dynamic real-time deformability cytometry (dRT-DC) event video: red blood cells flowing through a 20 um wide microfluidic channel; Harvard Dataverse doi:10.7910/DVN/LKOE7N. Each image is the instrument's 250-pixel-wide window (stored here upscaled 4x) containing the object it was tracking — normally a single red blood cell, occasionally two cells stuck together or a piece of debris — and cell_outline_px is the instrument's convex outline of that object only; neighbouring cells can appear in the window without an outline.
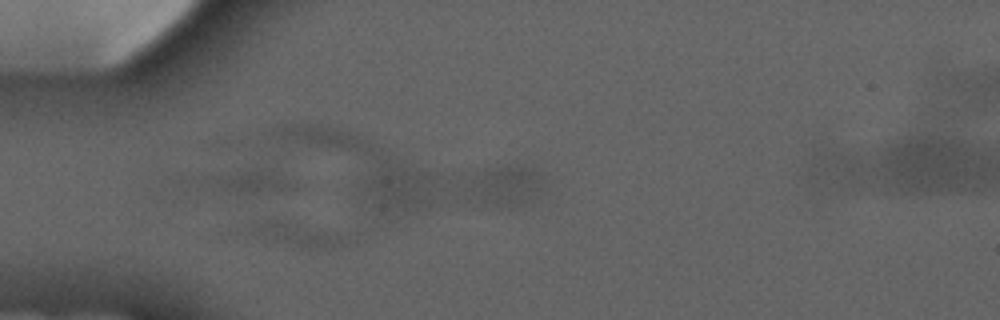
{"species": "common noctule bat (a hibernating species)", "species_latin": "Nyctalus noctula", "temperature_condition": "cold", "stored_images_in_passage": 7, "segment_of_instrument_passage": [1, 2], "camera_frame_rate_fps": 3000, "um_per_image_px": 0.085, "animal": {"sex": "male", "forearm_length_mm": 52.5}, "frame": {"image": 1, "passage_image": 4, "time_ms": 3.333, "image_size_px": [1000, 320], "cell_outline_px": [[356, 240], [340, 244], [308, 248], [300, 248], [244, 232], [244, 228], [248, 224], [256, 220], [288, 220], [348, 232], [356, 236]], "centroid_in_image_um": [25.34, 19.85], "position_along_channel_um": 59.7, "area_um2": 14.57}}